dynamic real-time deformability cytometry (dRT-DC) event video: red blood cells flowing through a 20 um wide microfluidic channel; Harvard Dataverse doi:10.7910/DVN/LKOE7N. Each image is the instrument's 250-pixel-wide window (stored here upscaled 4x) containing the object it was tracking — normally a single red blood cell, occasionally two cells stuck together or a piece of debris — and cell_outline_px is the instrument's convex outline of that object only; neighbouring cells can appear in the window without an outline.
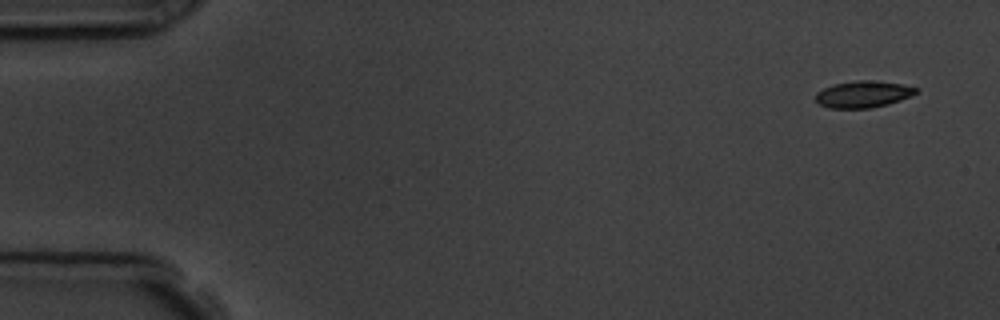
{"species": "common noctule bat (a hibernating species)", "species_latin": "Nyctalus noctula", "temperature_condition": "room temperature", "stored_images_in_passage": 6, "camera_frame_rate_fps": 3000, "um_per_image_px": 0.085, "animal": {"sex": "male", "body_mass_g": 19.5, "forearm_length_mm": 54.6}, "frame": {"image": 1, "passage_image": 1, "time_ms": 0.0, "image_size_px": [1000, 320], "cell_outline_px": [[920, 88], [916, 92], [900, 100], [888, 104], [872, 108], [828, 108], [820, 104], [816, 100], [816, 92], [832, 84], [856, 80], [864, 80], [904, 84]], "centroid_in_image_um": [73.35, 8.01], "position_along_channel_um": 11.7, "area_um2": 15.55}}
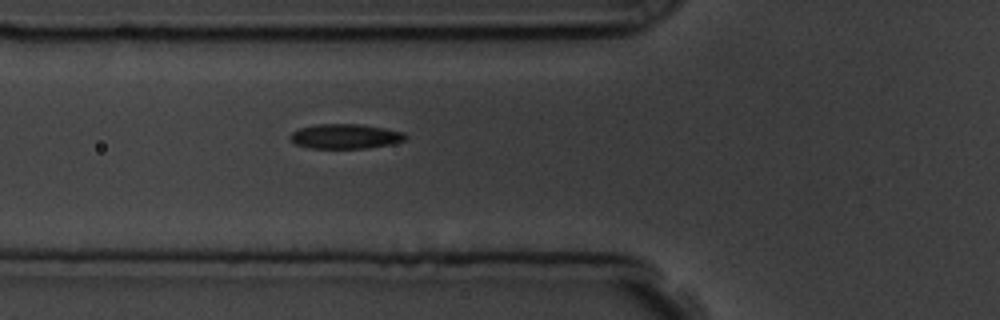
{"frame": {"image": 2, "passage_image": 6, "time_ms": 5.667, "image_size_px": [1000, 320], "cell_outline_px": [[408, 140], [392, 144], [368, 148], [308, 148], [296, 144], [288, 136], [292, 132], [300, 128], [312, 124], [360, 124], [384, 128], [404, 132], [408, 136]], "centroid_in_image_um": [29.38, 11.59], "position_along_channel_um": 96.4, "area_um2": 16.82}}